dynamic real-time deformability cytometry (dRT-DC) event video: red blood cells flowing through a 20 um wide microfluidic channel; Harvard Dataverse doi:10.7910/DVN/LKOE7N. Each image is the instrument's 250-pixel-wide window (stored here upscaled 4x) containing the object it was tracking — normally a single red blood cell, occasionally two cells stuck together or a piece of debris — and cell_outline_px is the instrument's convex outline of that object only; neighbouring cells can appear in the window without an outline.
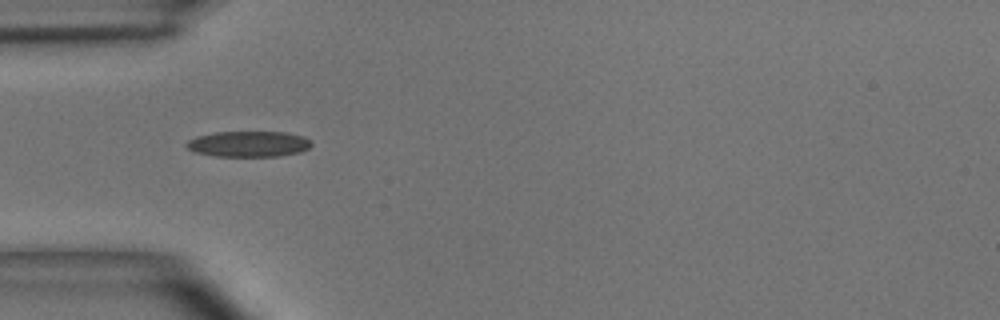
{"species": "common noctule bat (a hibernating species)", "species_latin": "Nyctalus noctula", "temperature_condition": "room temperature", "stored_images_in_passage": 19, "camera_frame_rate_fps": 3000, "um_per_image_px": 0.085, "animal": {"sex": "male", "body_mass_g": 15.6}, "frame": {"image": 1, "passage_image": 1, "time_ms": 0.0, "image_size_px": [1000, 320], "cell_outline_px": [[312, 144], [308, 148], [300, 152], [280, 156], [216, 156], [196, 152], [188, 148], [184, 144], [188, 140], [196, 136], [216, 132], [284, 132], [304, 136], [312, 140]], "centroid_in_image_um": [21.15, 12.23], "position_along_channel_um": 63.9, "area_um2": 18.79}}